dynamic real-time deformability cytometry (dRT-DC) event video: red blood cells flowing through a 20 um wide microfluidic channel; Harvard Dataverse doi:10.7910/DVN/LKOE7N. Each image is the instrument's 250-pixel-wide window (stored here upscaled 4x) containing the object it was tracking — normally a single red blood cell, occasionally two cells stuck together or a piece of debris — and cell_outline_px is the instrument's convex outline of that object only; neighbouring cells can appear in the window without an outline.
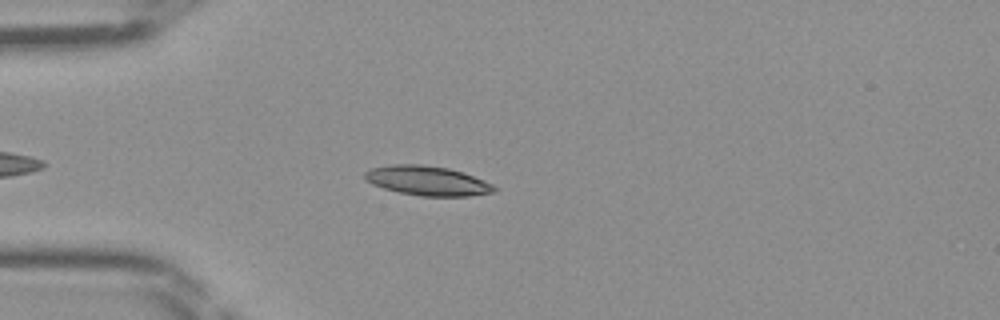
{"species": "Egyptian fruit bat (a non-hibernating species)", "species_latin": "Rousettus aegyptiacus", "temperature_condition": "room temperature", "stored_images_in_passage": 41, "camera_frame_rate_fps": 3000, "um_per_image_px": 0.085, "frame": {"image": 1, "passage_image": 7, "time_ms": 2.0, "image_size_px": [1000, 320], "cell_outline_px": [[500, 188], [496, 192], [468, 196], [420, 196], [400, 192], [384, 188], [372, 184], [364, 180], [364, 172], [372, 168], [392, 164], [420, 164], [448, 168], [484, 180]], "centroid_in_image_um": [36.33, 15.37], "position_along_channel_um": 48.7, "area_um2": 22.25}}
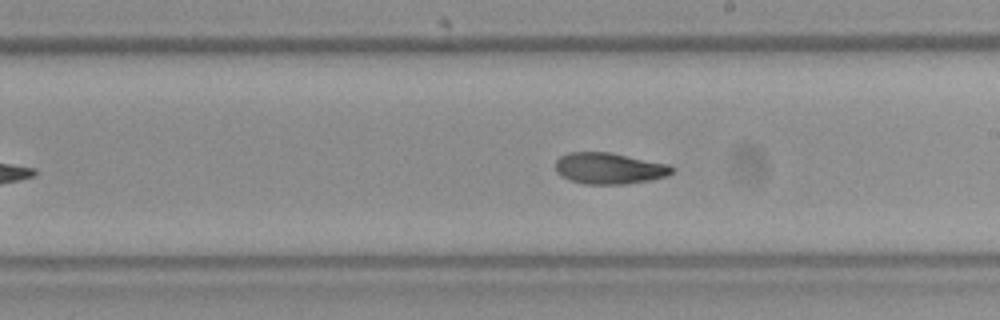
{"frame": {"image": 2, "passage_image": 21, "time_ms": 6.667, "image_size_px": [1000, 320], "cell_outline_px": [[676, 168], [668, 176], [648, 180], [624, 184], [584, 184], [568, 180], [560, 176], [556, 172], [556, 160], [560, 156], [568, 152], [608, 152], [668, 164]], "centroid_in_image_um": [51.75, 14.31], "position_along_channel_um": 237.2, "area_um2": 21.27}}
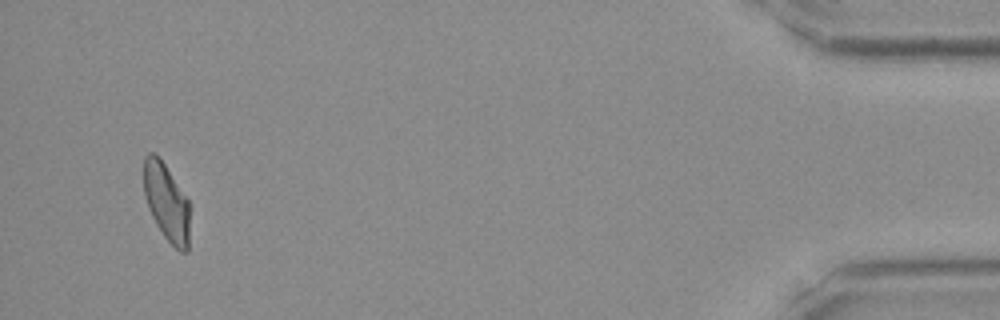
{"frame": {"image": 3, "passage_image": 39, "time_ms": 12.667, "image_size_px": [1000, 320], "cell_outline_px": [[188, 252], [180, 252], [164, 236], [156, 224], [148, 208], [144, 192], [144, 156], [148, 152], [156, 152], [188, 200]], "centroid_in_image_um": [14.12, 17.17], "position_along_channel_um": 421.1, "area_um2": 20.4}}